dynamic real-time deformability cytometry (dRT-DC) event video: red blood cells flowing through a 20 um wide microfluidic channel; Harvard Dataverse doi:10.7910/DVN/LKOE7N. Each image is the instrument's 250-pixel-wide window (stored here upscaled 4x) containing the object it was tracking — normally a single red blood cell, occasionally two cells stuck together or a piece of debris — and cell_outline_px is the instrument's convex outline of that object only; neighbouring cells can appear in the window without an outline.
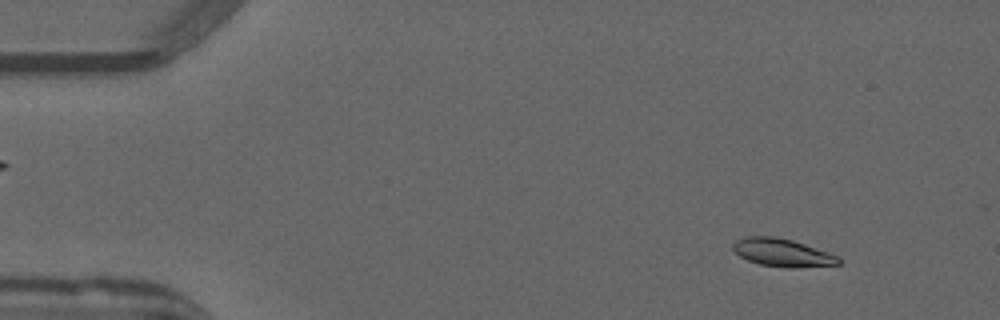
{"species": "common noctule bat (a hibernating species)", "species_latin": "Nyctalus noctula", "temperature_condition": "warm", "stored_images_in_passage": 51, "camera_frame_rate_fps": 3000, "um_per_image_px": 0.085, "animal": {"sex": "male", "forearm_length_mm": 52.5}, "frame": {"image": 1, "passage_image": 5, "time_ms": 1.333, "image_size_px": [1000, 320], "cell_outline_px": [[840, 264], [796, 268], [788, 268], [760, 264], [748, 260], [740, 256], [732, 248], [732, 244], [736, 240], [744, 236], [772, 236], [792, 240], [828, 252], [836, 256], [840, 260]], "centroid_in_image_um": [66.47, 21.47], "position_along_channel_um": 18.5, "area_um2": 17.05}}
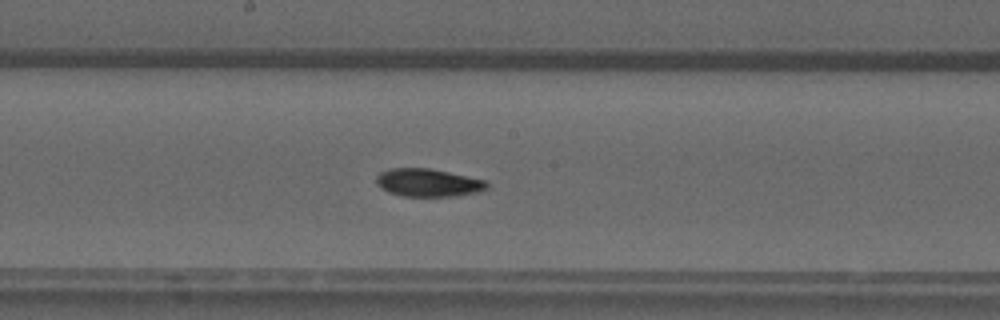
{"frame": {"image": 2, "passage_image": 27, "time_ms": 8.667, "image_size_px": [1000, 320], "cell_outline_px": [[488, 188], [476, 192], [456, 196], [404, 196], [388, 192], [380, 188], [376, 184], [376, 176], [380, 172], [388, 168], [428, 168], [488, 180]], "centroid_in_image_um": [36.37, 15.52], "position_along_channel_um": 211.8, "area_um2": 18.09}}
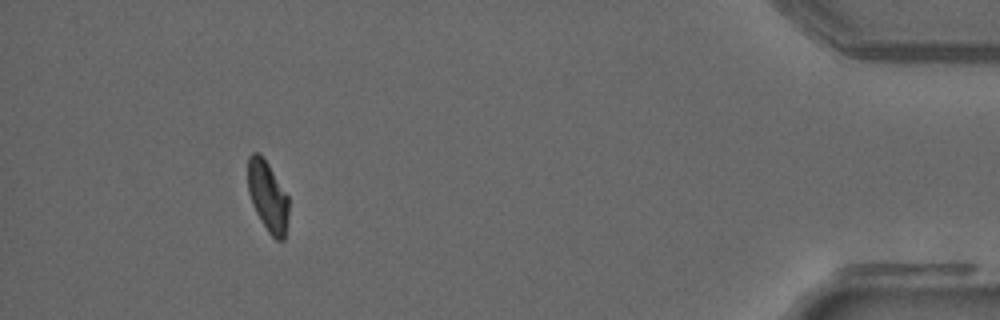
{"frame": {"image": 3, "passage_image": 47, "time_ms": 15.333, "image_size_px": [1000, 320], "cell_outline_px": [[288, 216], [284, 240], [276, 240], [268, 232], [260, 220], [252, 204], [248, 192], [248, 156], [252, 152], [256, 152], [268, 164], [288, 196]], "centroid_in_image_um": [22.75, 16.72], "position_along_channel_um": 412.5, "area_um2": 16.59}, "authors_computed_cell_mechanics": {"area_um2": 17.8024, "velocity_mm_per_s": 3.9739, "shape_relaxation_time_tau1_ms": null, "shape_relaxation_time_tau2_ms": 8.0414, "deformation_change_tau1": null, "deformation_change_tau2": 0.0991}}